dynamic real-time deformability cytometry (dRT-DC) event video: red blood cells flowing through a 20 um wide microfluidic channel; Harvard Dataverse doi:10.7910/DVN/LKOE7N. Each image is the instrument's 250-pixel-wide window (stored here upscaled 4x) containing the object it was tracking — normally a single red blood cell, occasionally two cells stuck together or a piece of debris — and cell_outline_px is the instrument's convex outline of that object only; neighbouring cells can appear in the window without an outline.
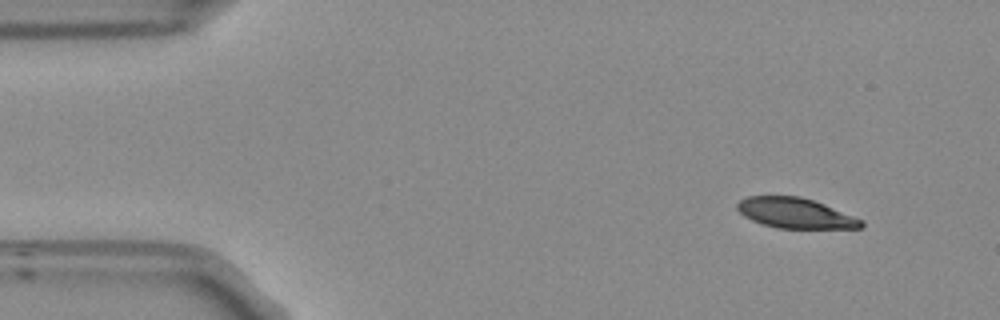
{"species": "Egyptian fruit bat (a non-hibernating species)", "species_latin": "Rousettus aegyptiacus", "temperature_condition": "room temperature", "stored_images_in_passage": 9, "camera_frame_rate_fps": 3000, "um_per_image_px": 0.085, "frame": {"image": 1, "passage_image": 2, "time_ms": 0.333, "image_size_px": [1000, 320], "cell_outline_px": [[864, 228], [776, 228], [760, 224], [744, 216], [736, 208], [736, 204], [740, 200], [748, 196], [800, 196], [824, 204], [864, 220]], "centroid_in_image_um": [67.6, 18.12], "position_along_channel_um": 17.4, "area_um2": 21.91}}